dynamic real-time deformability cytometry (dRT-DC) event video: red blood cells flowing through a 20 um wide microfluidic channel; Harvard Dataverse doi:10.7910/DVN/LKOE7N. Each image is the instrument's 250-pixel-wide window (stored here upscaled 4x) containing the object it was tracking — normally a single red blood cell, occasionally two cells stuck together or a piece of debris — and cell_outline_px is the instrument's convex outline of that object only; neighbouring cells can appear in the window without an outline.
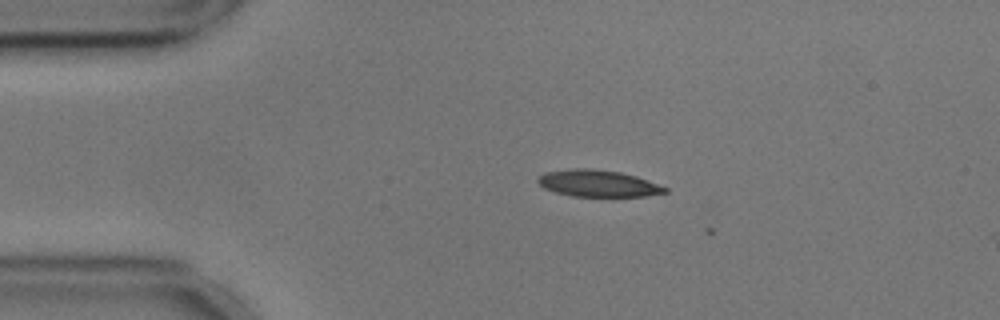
{"species": "common noctule bat (a hibernating species)", "species_latin": "Nyctalus noctula", "temperature_condition": "cold", "stored_images_in_passage": 5, "camera_frame_rate_fps": 3000, "um_per_image_px": 0.085, "animal": {"sex": "male", "body_mass_g": 17.9, "forearm_length_mm": 54.2}, "frame": {"image": 1, "passage_image": 4, "time_ms": 1.0, "image_size_px": [1000, 320], "cell_outline_px": [[668, 192], [648, 196], [612, 200], [572, 196], [556, 192], [544, 188], [536, 180], [540, 176], [548, 172], [572, 168], [588, 168], [620, 172], [636, 176], [668, 188]], "centroid_in_image_um": [50.91, 15.65], "position_along_channel_um": 34.1, "area_um2": 20.69}}